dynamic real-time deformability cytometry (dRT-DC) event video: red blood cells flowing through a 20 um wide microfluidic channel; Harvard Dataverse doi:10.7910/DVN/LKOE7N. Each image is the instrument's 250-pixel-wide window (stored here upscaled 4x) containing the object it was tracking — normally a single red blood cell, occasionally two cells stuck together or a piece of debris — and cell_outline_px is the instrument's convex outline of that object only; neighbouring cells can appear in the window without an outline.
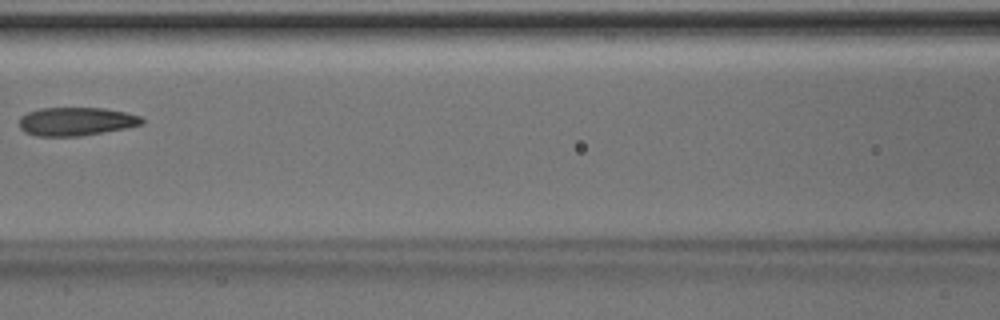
{"species": "Egyptian fruit bat (a non-hibernating species)", "species_latin": "Rousettus aegyptiacus", "temperature_condition": "room temperature", "stored_images_in_passage": 5, "camera_frame_rate_fps": 3000, "um_per_image_px": 0.085, "animal": {"sex": "male"}, "frame": {"image": 1, "passage_image": 5, "time_ms": 1.333, "image_size_px": [1000, 320], "cell_outline_px": [[144, 124], [124, 128], [80, 136], [36, 136], [24, 132], [20, 128], [20, 116], [28, 112], [40, 108], [104, 108], [124, 112], [140, 116], [144, 120]], "centroid_in_image_um": [6.44, 10.32], "position_along_channel_um": 160.2, "area_um2": 20.23}}